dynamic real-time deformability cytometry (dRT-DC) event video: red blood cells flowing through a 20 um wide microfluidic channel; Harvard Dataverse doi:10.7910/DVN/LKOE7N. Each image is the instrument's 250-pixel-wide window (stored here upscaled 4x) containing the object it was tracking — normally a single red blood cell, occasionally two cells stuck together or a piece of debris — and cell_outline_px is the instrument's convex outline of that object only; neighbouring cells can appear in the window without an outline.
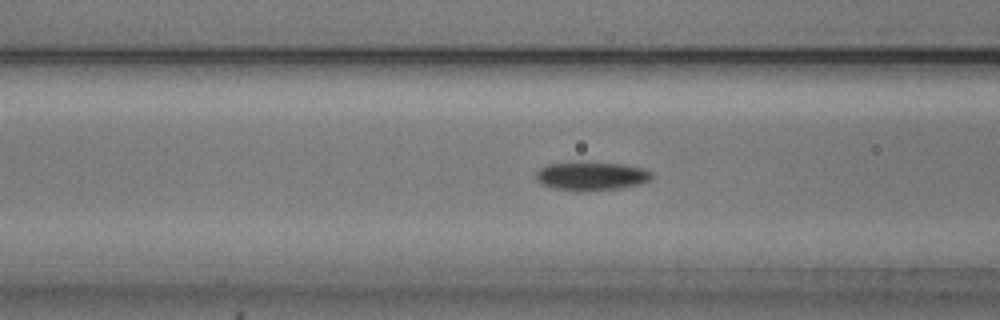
{"species": "common noctule bat (a hibernating species)", "species_latin": "Nyctalus noctula", "temperature_condition": "cold", "stored_images_in_passage": 47, "camera_frame_rate_fps": 3000, "um_per_image_px": 0.085, "animal": {"sex": "male", "body_mass_g": 20.5, "forearm_length_mm": 52.5}, "frame": {"image": 1, "passage_image": 14, "time_ms": 4.333, "image_size_px": [1000, 320], "cell_outline_px": [[652, 180], [640, 184], [616, 188], [552, 188], [536, 180], [536, 172], [544, 164], [624, 164], [644, 168], [652, 172]], "centroid_in_image_um": [50.32, 14.94], "position_along_channel_um": 116.3, "area_um2": 17.92}}
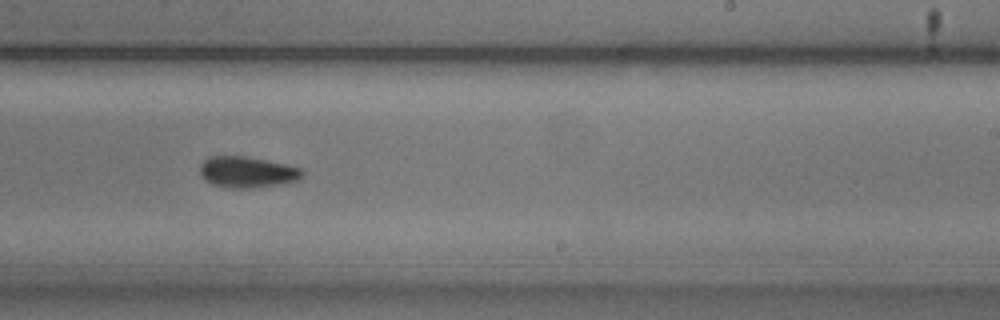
{"frame": {"image": 2, "passage_image": 26, "time_ms": 8.333, "image_size_px": [1000, 320], "cell_outline_px": [[304, 176], [296, 180], [284, 184], [252, 188], [232, 188], [212, 184], [204, 180], [200, 176], [200, 164], [208, 156], [244, 156], [304, 168]], "centroid_in_image_um": [21.01, 14.63], "position_along_channel_um": 268.0, "area_um2": 18.73}}
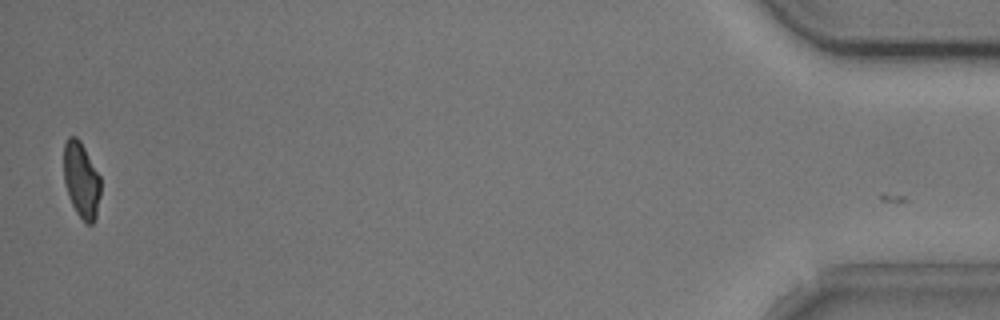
{"frame": {"image": 3, "passage_image": 46, "time_ms": 15.0, "image_size_px": [1000, 320], "cell_outline_px": [[100, 196], [96, 216], [92, 224], [84, 224], [76, 212], [68, 196], [64, 184], [64, 144], [68, 136], [76, 136], [80, 140], [100, 176]], "centroid_in_image_um": [6.9, 15.32], "position_along_channel_um": 428.3, "area_um2": 16.42}, "authors_computed_cell_mechanics": {"area_um2": 17.8602, "velocity_mm_per_s": 3.8006, "shape_relaxation_time_tau1_ms": 2.4854, "shape_relaxation_time_tau2_ms": 6.0718, "deformation_change_tau1": 0.1113, "deformation_change_tau2": 0.1219}}